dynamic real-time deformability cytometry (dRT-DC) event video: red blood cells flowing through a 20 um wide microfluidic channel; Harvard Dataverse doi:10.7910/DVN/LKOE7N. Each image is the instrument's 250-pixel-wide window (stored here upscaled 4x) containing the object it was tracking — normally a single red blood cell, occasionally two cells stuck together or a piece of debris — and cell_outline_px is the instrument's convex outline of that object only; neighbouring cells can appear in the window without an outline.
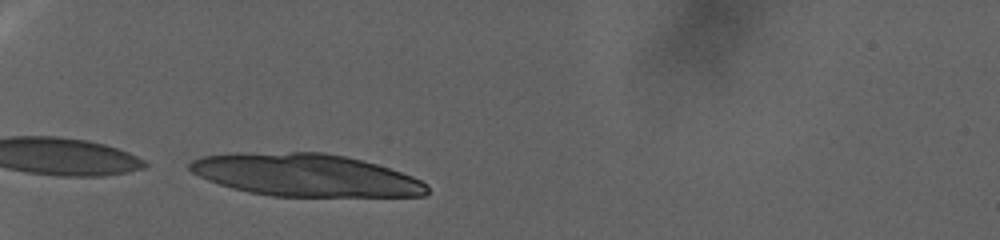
{"species": "human", "species_latin": "Homo sapiens", "temperature_condition": "warm", "stored_images_in_passage": 11, "camera_frame_rate_fps": 3000, "um_per_image_px": 0.085, "donor": {"sex": "female"}, "frame": {"image": 1, "passage_image": 1, "time_ms": 0.0, "image_size_px": [1000, 240], "cell_outline_px": [[428, 192], [424, 196], [272, 196], [248, 192], [232, 188], [208, 180], [192, 172], [188, 168], [188, 164], [192, 160], [204, 156], [236, 152], [324, 152], [344, 156], [376, 164], [412, 176], [428, 184]], "centroid_in_image_um": [25.94, 14.88], "position_along_channel_um": 59.1, "area_um2": 58.72}}